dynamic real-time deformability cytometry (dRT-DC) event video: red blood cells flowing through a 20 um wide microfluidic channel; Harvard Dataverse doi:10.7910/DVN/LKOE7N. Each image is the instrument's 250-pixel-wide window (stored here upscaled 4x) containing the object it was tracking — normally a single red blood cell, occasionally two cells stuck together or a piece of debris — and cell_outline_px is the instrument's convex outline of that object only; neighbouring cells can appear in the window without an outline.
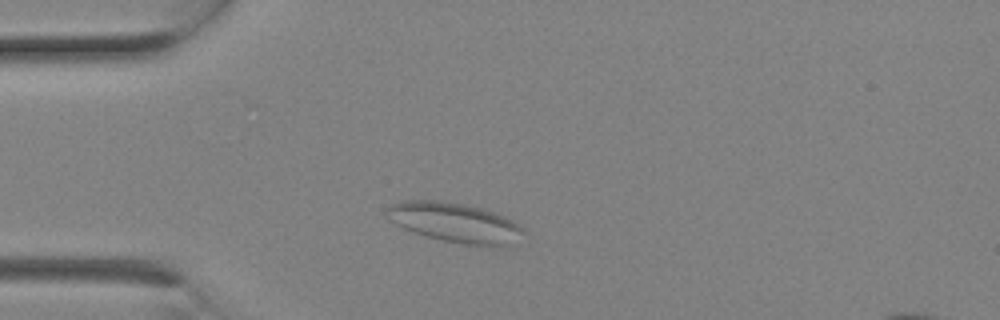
{"species": "Egyptian fruit bat (a non-hibernating species)", "species_latin": "Rousettus aegyptiacus", "temperature_condition": "room temperature", "stored_images_in_passage": 2, "camera_frame_rate_fps": 3000, "um_per_image_px": 0.085, "animal": {"sex": "female"}, "frame": {"image": 1, "passage_image": 1, "time_ms": 0.0, "image_size_px": [1000, 320], "cell_outline_px": [[524, 232], [512, 244], [500, 248], [468, 244], [440, 240], [424, 236], [412, 232], [388, 220], [384, 212], [392, 204], [404, 200], [440, 200], [464, 204], [480, 208], [504, 216], [512, 220], [524, 228]], "centroid_in_image_um": [38.65, 18.93], "position_along_channel_um": 46.3, "area_um2": 31.85}}